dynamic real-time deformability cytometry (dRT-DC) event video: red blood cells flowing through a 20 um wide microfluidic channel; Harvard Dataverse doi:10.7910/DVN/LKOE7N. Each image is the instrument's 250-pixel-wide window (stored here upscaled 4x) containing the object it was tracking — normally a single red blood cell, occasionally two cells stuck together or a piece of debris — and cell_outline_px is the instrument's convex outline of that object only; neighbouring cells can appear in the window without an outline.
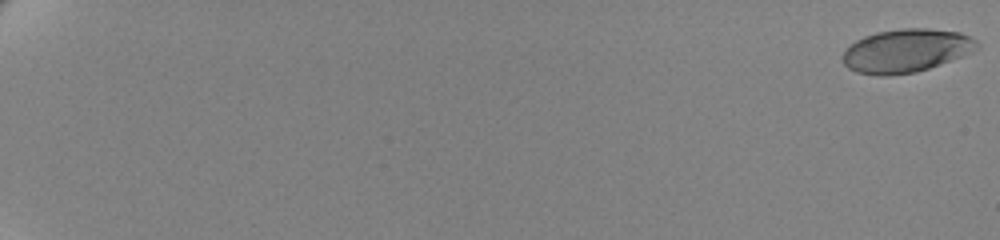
{"species": "human", "species_latin": "Homo sapiens", "temperature_condition": "cold", "stored_images_in_passage": 15, "camera_frame_rate_fps": 3000, "um_per_image_px": 0.085, "donor": {"sex": "female"}, "frame": {"image": 1, "passage_image": 1, "time_ms": 0.0, "image_size_px": [1000, 240], "cell_outline_px": [[980, 48], [972, 52], [928, 68], [916, 72], [888, 76], [880, 76], [856, 72], [848, 68], [844, 64], [840, 56], [856, 40], [864, 36], [876, 32], [900, 28], [928, 28], [960, 32], [976, 40], [980, 44]], "centroid_in_image_um": [77.01, 4.3], "position_along_channel_um": 8.0, "area_um2": 34.04}}